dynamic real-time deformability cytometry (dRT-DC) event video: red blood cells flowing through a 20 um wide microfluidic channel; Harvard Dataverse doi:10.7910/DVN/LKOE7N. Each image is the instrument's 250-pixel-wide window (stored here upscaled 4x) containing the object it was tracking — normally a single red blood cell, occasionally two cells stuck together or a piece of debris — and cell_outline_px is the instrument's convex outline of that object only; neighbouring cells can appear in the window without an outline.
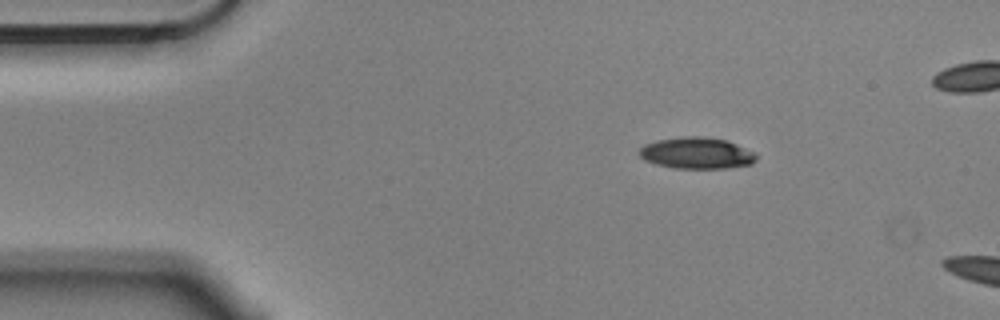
{"species": "Egyptian fruit bat (a non-hibernating species)", "species_latin": "Rousettus aegyptiacus", "temperature_condition": "cold", "stored_images_in_passage": 4, "camera_frame_rate_fps": 3000, "um_per_image_px": 0.085, "animal": {"sex": "male"}, "frame": {"image": 1, "passage_image": 1, "time_ms": 0.0, "image_size_px": [1000, 320], "cell_outline_px": [[756, 160], [752, 164], [724, 168], [672, 168], [656, 164], [644, 160], [636, 152], [644, 144], [656, 140], [684, 136], [704, 136], [728, 140], [756, 152]], "centroid_in_image_um": [59.2, 13.0], "position_along_channel_um": 25.8, "area_um2": 21.73}}